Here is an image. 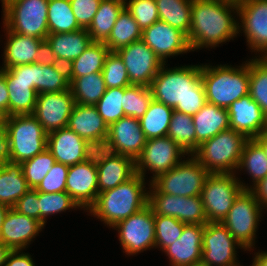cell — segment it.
<instances>
[{
	"instance_id": "1",
	"label": "cell",
	"mask_w": 267,
	"mask_h": 266,
	"mask_svg": "<svg viewBox=\"0 0 267 266\" xmlns=\"http://www.w3.org/2000/svg\"><path fill=\"white\" fill-rule=\"evenodd\" d=\"M164 64L151 82L154 100L175 111L195 115L206 103L201 77V65L165 68Z\"/></svg>"
},
{
	"instance_id": "2",
	"label": "cell",
	"mask_w": 267,
	"mask_h": 266,
	"mask_svg": "<svg viewBox=\"0 0 267 266\" xmlns=\"http://www.w3.org/2000/svg\"><path fill=\"white\" fill-rule=\"evenodd\" d=\"M232 12L238 13V5L221 0H193L187 36L191 51L216 47L235 38L240 22Z\"/></svg>"
},
{
	"instance_id": "3",
	"label": "cell",
	"mask_w": 267,
	"mask_h": 266,
	"mask_svg": "<svg viewBox=\"0 0 267 266\" xmlns=\"http://www.w3.org/2000/svg\"><path fill=\"white\" fill-rule=\"evenodd\" d=\"M144 182L145 178L135 173L117 187L99 193L96 202L88 209L89 213L109 227L115 226L148 205Z\"/></svg>"
},
{
	"instance_id": "4",
	"label": "cell",
	"mask_w": 267,
	"mask_h": 266,
	"mask_svg": "<svg viewBox=\"0 0 267 266\" xmlns=\"http://www.w3.org/2000/svg\"><path fill=\"white\" fill-rule=\"evenodd\" d=\"M201 77L206 101L226 108L249 94V61L242 66L201 65Z\"/></svg>"
},
{
	"instance_id": "5",
	"label": "cell",
	"mask_w": 267,
	"mask_h": 266,
	"mask_svg": "<svg viewBox=\"0 0 267 266\" xmlns=\"http://www.w3.org/2000/svg\"><path fill=\"white\" fill-rule=\"evenodd\" d=\"M248 140L244 134L228 129L202 142L192 156L209 173H236Z\"/></svg>"
},
{
	"instance_id": "6",
	"label": "cell",
	"mask_w": 267,
	"mask_h": 266,
	"mask_svg": "<svg viewBox=\"0 0 267 266\" xmlns=\"http://www.w3.org/2000/svg\"><path fill=\"white\" fill-rule=\"evenodd\" d=\"M8 160L22 163L47 149V133L32 114L5 118Z\"/></svg>"
},
{
	"instance_id": "7",
	"label": "cell",
	"mask_w": 267,
	"mask_h": 266,
	"mask_svg": "<svg viewBox=\"0 0 267 266\" xmlns=\"http://www.w3.org/2000/svg\"><path fill=\"white\" fill-rule=\"evenodd\" d=\"M49 0H10L3 9V24L12 32L46 40Z\"/></svg>"
},
{
	"instance_id": "8",
	"label": "cell",
	"mask_w": 267,
	"mask_h": 266,
	"mask_svg": "<svg viewBox=\"0 0 267 266\" xmlns=\"http://www.w3.org/2000/svg\"><path fill=\"white\" fill-rule=\"evenodd\" d=\"M236 173H210L201 190L207 222H222L243 189H250ZM245 184V185H244Z\"/></svg>"
},
{
	"instance_id": "9",
	"label": "cell",
	"mask_w": 267,
	"mask_h": 266,
	"mask_svg": "<svg viewBox=\"0 0 267 266\" xmlns=\"http://www.w3.org/2000/svg\"><path fill=\"white\" fill-rule=\"evenodd\" d=\"M262 209L253 193L249 189H243L221 222L245 250L250 251L255 244Z\"/></svg>"
},
{
	"instance_id": "10",
	"label": "cell",
	"mask_w": 267,
	"mask_h": 266,
	"mask_svg": "<svg viewBox=\"0 0 267 266\" xmlns=\"http://www.w3.org/2000/svg\"><path fill=\"white\" fill-rule=\"evenodd\" d=\"M150 180L157 192L176 196H200L209 172L192 156ZM189 159V160H188Z\"/></svg>"
},
{
	"instance_id": "11",
	"label": "cell",
	"mask_w": 267,
	"mask_h": 266,
	"mask_svg": "<svg viewBox=\"0 0 267 266\" xmlns=\"http://www.w3.org/2000/svg\"><path fill=\"white\" fill-rule=\"evenodd\" d=\"M118 231L120 245L127 255L155 247L154 213L149 205L112 227Z\"/></svg>"
},
{
	"instance_id": "12",
	"label": "cell",
	"mask_w": 267,
	"mask_h": 266,
	"mask_svg": "<svg viewBox=\"0 0 267 266\" xmlns=\"http://www.w3.org/2000/svg\"><path fill=\"white\" fill-rule=\"evenodd\" d=\"M148 190V205L154 215L175 217L185 224L207 223L200 196H176L157 192L152 186Z\"/></svg>"
},
{
	"instance_id": "13",
	"label": "cell",
	"mask_w": 267,
	"mask_h": 266,
	"mask_svg": "<svg viewBox=\"0 0 267 266\" xmlns=\"http://www.w3.org/2000/svg\"><path fill=\"white\" fill-rule=\"evenodd\" d=\"M182 155L188 154L168 136L148 139L141 155L135 161V172L144 178L148 168L152 171L154 180L179 164Z\"/></svg>"
},
{
	"instance_id": "14",
	"label": "cell",
	"mask_w": 267,
	"mask_h": 266,
	"mask_svg": "<svg viewBox=\"0 0 267 266\" xmlns=\"http://www.w3.org/2000/svg\"><path fill=\"white\" fill-rule=\"evenodd\" d=\"M9 91V116L32 114L37 102L34 63L4 69Z\"/></svg>"
},
{
	"instance_id": "15",
	"label": "cell",
	"mask_w": 267,
	"mask_h": 266,
	"mask_svg": "<svg viewBox=\"0 0 267 266\" xmlns=\"http://www.w3.org/2000/svg\"><path fill=\"white\" fill-rule=\"evenodd\" d=\"M244 249L220 222L205 224L202 240L201 262L208 266H232L237 264L236 248Z\"/></svg>"
},
{
	"instance_id": "16",
	"label": "cell",
	"mask_w": 267,
	"mask_h": 266,
	"mask_svg": "<svg viewBox=\"0 0 267 266\" xmlns=\"http://www.w3.org/2000/svg\"><path fill=\"white\" fill-rule=\"evenodd\" d=\"M122 59L131 84L150 86L164 63L142 40L116 51Z\"/></svg>"
},
{
	"instance_id": "17",
	"label": "cell",
	"mask_w": 267,
	"mask_h": 266,
	"mask_svg": "<svg viewBox=\"0 0 267 266\" xmlns=\"http://www.w3.org/2000/svg\"><path fill=\"white\" fill-rule=\"evenodd\" d=\"M74 105L75 100L71 89L62 92L39 93L32 115L48 134L67 127Z\"/></svg>"
},
{
	"instance_id": "18",
	"label": "cell",
	"mask_w": 267,
	"mask_h": 266,
	"mask_svg": "<svg viewBox=\"0 0 267 266\" xmlns=\"http://www.w3.org/2000/svg\"><path fill=\"white\" fill-rule=\"evenodd\" d=\"M146 141L140 120L124 116L108 127V136L103 148L131 157L136 161L141 155Z\"/></svg>"
},
{
	"instance_id": "19",
	"label": "cell",
	"mask_w": 267,
	"mask_h": 266,
	"mask_svg": "<svg viewBox=\"0 0 267 266\" xmlns=\"http://www.w3.org/2000/svg\"><path fill=\"white\" fill-rule=\"evenodd\" d=\"M241 27L246 36L248 46L254 52H261L267 57V0H245L238 5Z\"/></svg>"
},
{
	"instance_id": "20",
	"label": "cell",
	"mask_w": 267,
	"mask_h": 266,
	"mask_svg": "<svg viewBox=\"0 0 267 266\" xmlns=\"http://www.w3.org/2000/svg\"><path fill=\"white\" fill-rule=\"evenodd\" d=\"M47 149L56 162L67 166L86 161L95 151L94 146L68 127L47 134Z\"/></svg>"
},
{
	"instance_id": "21",
	"label": "cell",
	"mask_w": 267,
	"mask_h": 266,
	"mask_svg": "<svg viewBox=\"0 0 267 266\" xmlns=\"http://www.w3.org/2000/svg\"><path fill=\"white\" fill-rule=\"evenodd\" d=\"M141 40L154 51L164 64L170 56L191 51L187 35L160 20L142 31Z\"/></svg>"
},
{
	"instance_id": "22",
	"label": "cell",
	"mask_w": 267,
	"mask_h": 266,
	"mask_svg": "<svg viewBox=\"0 0 267 266\" xmlns=\"http://www.w3.org/2000/svg\"><path fill=\"white\" fill-rule=\"evenodd\" d=\"M66 192L82 208L88 210L98 197V174L95 157L69 166Z\"/></svg>"
},
{
	"instance_id": "23",
	"label": "cell",
	"mask_w": 267,
	"mask_h": 266,
	"mask_svg": "<svg viewBox=\"0 0 267 266\" xmlns=\"http://www.w3.org/2000/svg\"><path fill=\"white\" fill-rule=\"evenodd\" d=\"M98 174V193L117 187L130 179L135 172V161L128 156L110 152L105 148H95Z\"/></svg>"
},
{
	"instance_id": "24",
	"label": "cell",
	"mask_w": 267,
	"mask_h": 266,
	"mask_svg": "<svg viewBox=\"0 0 267 266\" xmlns=\"http://www.w3.org/2000/svg\"><path fill=\"white\" fill-rule=\"evenodd\" d=\"M230 129L254 139L267 129V116L249 94L228 107Z\"/></svg>"
},
{
	"instance_id": "25",
	"label": "cell",
	"mask_w": 267,
	"mask_h": 266,
	"mask_svg": "<svg viewBox=\"0 0 267 266\" xmlns=\"http://www.w3.org/2000/svg\"><path fill=\"white\" fill-rule=\"evenodd\" d=\"M67 127L95 148H102L108 136V125L95 106L75 103Z\"/></svg>"
},
{
	"instance_id": "26",
	"label": "cell",
	"mask_w": 267,
	"mask_h": 266,
	"mask_svg": "<svg viewBox=\"0 0 267 266\" xmlns=\"http://www.w3.org/2000/svg\"><path fill=\"white\" fill-rule=\"evenodd\" d=\"M43 228L36 219L10 208L2 224L0 241L11 250L23 251Z\"/></svg>"
},
{
	"instance_id": "27",
	"label": "cell",
	"mask_w": 267,
	"mask_h": 266,
	"mask_svg": "<svg viewBox=\"0 0 267 266\" xmlns=\"http://www.w3.org/2000/svg\"><path fill=\"white\" fill-rule=\"evenodd\" d=\"M204 228L205 225L201 224H185L181 237L164 250L171 266H190L201 262Z\"/></svg>"
},
{
	"instance_id": "28",
	"label": "cell",
	"mask_w": 267,
	"mask_h": 266,
	"mask_svg": "<svg viewBox=\"0 0 267 266\" xmlns=\"http://www.w3.org/2000/svg\"><path fill=\"white\" fill-rule=\"evenodd\" d=\"M192 119L196 133V150L202 142L230 129L228 110L208 102Z\"/></svg>"
},
{
	"instance_id": "29",
	"label": "cell",
	"mask_w": 267,
	"mask_h": 266,
	"mask_svg": "<svg viewBox=\"0 0 267 266\" xmlns=\"http://www.w3.org/2000/svg\"><path fill=\"white\" fill-rule=\"evenodd\" d=\"M46 40L52 47L59 64L68 66L92 43L87 29L70 33L48 34Z\"/></svg>"
},
{
	"instance_id": "30",
	"label": "cell",
	"mask_w": 267,
	"mask_h": 266,
	"mask_svg": "<svg viewBox=\"0 0 267 266\" xmlns=\"http://www.w3.org/2000/svg\"><path fill=\"white\" fill-rule=\"evenodd\" d=\"M4 29L7 31V41L3 52L4 67L0 68L7 69L17 65L35 63L37 49L44 39L20 35L9 31L5 26Z\"/></svg>"
},
{
	"instance_id": "31",
	"label": "cell",
	"mask_w": 267,
	"mask_h": 266,
	"mask_svg": "<svg viewBox=\"0 0 267 266\" xmlns=\"http://www.w3.org/2000/svg\"><path fill=\"white\" fill-rule=\"evenodd\" d=\"M29 189L21 163L8 160L0 166V203L13 208Z\"/></svg>"
},
{
	"instance_id": "32",
	"label": "cell",
	"mask_w": 267,
	"mask_h": 266,
	"mask_svg": "<svg viewBox=\"0 0 267 266\" xmlns=\"http://www.w3.org/2000/svg\"><path fill=\"white\" fill-rule=\"evenodd\" d=\"M109 53V48L103 42H92L79 57L67 66L68 78L102 72Z\"/></svg>"
},
{
	"instance_id": "33",
	"label": "cell",
	"mask_w": 267,
	"mask_h": 266,
	"mask_svg": "<svg viewBox=\"0 0 267 266\" xmlns=\"http://www.w3.org/2000/svg\"><path fill=\"white\" fill-rule=\"evenodd\" d=\"M125 4L118 0H102L87 31L92 42H105Z\"/></svg>"
},
{
	"instance_id": "34",
	"label": "cell",
	"mask_w": 267,
	"mask_h": 266,
	"mask_svg": "<svg viewBox=\"0 0 267 266\" xmlns=\"http://www.w3.org/2000/svg\"><path fill=\"white\" fill-rule=\"evenodd\" d=\"M35 90L37 93H54L70 89L68 68L64 64L41 65L34 63Z\"/></svg>"
},
{
	"instance_id": "35",
	"label": "cell",
	"mask_w": 267,
	"mask_h": 266,
	"mask_svg": "<svg viewBox=\"0 0 267 266\" xmlns=\"http://www.w3.org/2000/svg\"><path fill=\"white\" fill-rule=\"evenodd\" d=\"M68 79L77 104L94 106L107 89L102 72Z\"/></svg>"
},
{
	"instance_id": "36",
	"label": "cell",
	"mask_w": 267,
	"mask_h": 266,
	"mask_svg": "<svg viewBox=\"0 0 267 266\" xmlns=\"http://www.w3.org/2000/svg\"><path fill=\"white\" fill-rule=\"evenodd\" d=\"M174 109L164 103L152 100L148 110L140 119L146 139L167 136Z\"/></svg>"
},
{
	"instance_id": "37",
	"label": "cell",
	"mask_w": 267,
	"mask_h": 266,
	"mask_svg": "<svg viewBox=\"0 0 267 266\" xmlns=\"http://www.w3.org/2000/svg\"><path fill=\"white\" fill-rule=\"evenodd\" d=\"M141 39L142 30L130 12L124 8L104 44L109 48L110 52H116L118 49Z\"/></svg>"
},
{
	"instance_id": "38",
	"label": "cell",
	"mask_w": 267,
	"mask_h": 266,
	"mask_svg": "<svg viewBox=\"0 0 267 266\" xmlns=\"http://www.w3.org/2000/svg\"><path fill=\"white\" fill-rule=\"evenodd\" d=\"M193 0H155L159 20L175 27L187 36L191 24V8Z\"/></svg>"
},
{
	"instance_id": "39",
	"label": "cell",
	"mask_w": 267,
	"mask_h": 266,
	"mask_svg": "<svg viewBox=\"0 0 267 266\" xmlns=\"http://www.w3.org/2000/svg\"><path fill=\"white\" fill-rule=\"evenodd\" d=\"M72 11L70 0H49L48 30L49 34L70 33L80 30Z\"/></svg>"
},
{
	"instance_id": "40",
	"label": "cell",
	"mask_w": 267,
	"mask_h": 266,
	"mask_svg": "<svg viewBox=\"0 0 267 266\" xmlns=\"http://www.w3.org/2000/svg\"><path fill=\"white\" fill-rule=\"evenodd\" d=\"M167 136L183 148L188 156L196 151V133L192 116L174 110Z\"/></svg>"
},
{
	"instance_id": "41",
	"label": "cell",
	"mask_w": 267,
	"mask_h": 266,
	"mask_svg": "<svg viewBox=\"0 0 267 266\" xmlns=\"http://www.w3.org/2000/svg\"><path fill=\"white\" fill-rule=\"evenodd\" d=\"M243 169L249 173L253 185L267 176V156L254 139H249L244 145L237 170Z\"/></svg>"
},
{
	"instance_id": "42",
	"label": "cell",
	"mask_w": 267,
	"mask_h": 266,
	"mask_svg": "<svg viewBox=\"0 0 267 266\" xmlns=\"http://www.w3.org/2000/svg\"><path fill=\"white\" fill-rule=\"evenodd\" d=\"M249 60V95L267 116V57Z\"/></svg>"
},
{
	"instance_id": "43",
	"label": "cell",
	"mask_w": 267,
	"mask_h": 266,
	"mask_svg": "<svg viewBox=\"0 0 267 266\" xmlns=\"http://www.w3.org/2000/svg\"><path fill=\"white\" fill-rule=\"evenodd\" d=\"M153 100L150 87L131 84L124 87L123 111L125 116L141 119Z\"/></svg>"
},
{
	"instance_id": "44",
	"label": "cell",
	"mask_w": 267,
	"mask_h": 266,
	"mask_svg": "<svg viewBox=\"0 0 267 266\" xmlns=\"http://www.w3.org/2000/svg\"><path fill=\"white\" fill-rule=\"evenodd\" d=\"M40 223L45 226L49 215L63 211L81 208L77 202L66 192L44 193L38 192Z\"/></svg>"
},
{
	"instance_id": "45",
	"label": "cell",
	"mask_w": 267,
	"mask_h": 266,
	"mask_svg": "<svg viewBox=\"0 0 267 266\" xmlns=\"http://www.w3.org/2000/svg\"><path fill=\"white\" fill-rule=\"evenodd\" d=\"M55 163V158L48 149H45L32 159L22 162V172L28 186L35 189Z\"/></svg>"
},
{
	"instance_id": "46",
	"label": "cell",
	"mask_w": 267,
	"mask_h": 266,
	"mask_svg": "<svg viewBox=\"0 0 267 266\" xmlns=\"http://www.w3.org/2000/svg\"><path fill=\"white\" fill-rule=\"evenodd\" d=\"M124 88H107L104 95L94 105L108 127L125 116L123 111Z\"/></svg>"
},
{
	"instance_id": "47",
	"label": "cell",
	"mask_w": 267,
	"mask_h": 266,
	"mask_svg": "<svg viewBox=\"0 0 267 266\" xmlns=\"http://www.w3.org/2000/svg\"><path fill=\"white\" fill-rule=\"evenodd\" d=\"M155 221V248L164 251L181 237L185 223L175 217L154 215Z\"/></svg>"
},
{
	"instance_id": "48",
	"label": "cell",
	"mask_w": 267,
	"mask_h": 266,
	"mask_svg": "<svg viewBox=\"0 0 267 266\" xmlns=\"http://www.w3.org/2000/svg\"><path fill=\"white\" fill-rule=\"evenodd\" d=\"M102 74L106 88H124L131 85L126 67L116 52L107 55Z\"/></svg>"
},
{
	"instance_id": "49",
	"label": "cell",
	"mask_w": 267,
	"mask_h": 266,
	"mask_svg": "<svg viewBox=\"0 0 267 266\" xmlns=\"http://www.w3.org/2000/svg\"><path fill=\"white\" fill-rule=\"evenodd\" d=\"M125 8L130 12L142 31L154 22L159 21L155 0H129L125 3Z\"/></svg>"
},
{
	"instance_id": "50",
	"label": "cell",
	"mask_w": 267,
	"mask_h": 266,
	"mask_svg": "<svg viewBox=\"0 0 267 266\" xmlns=\"http://www.w3.org/2000/svg\"><path fill=\"white\" fill-rule=\"evenodd\" d=\"M69 166L56 162L40 184L35 188L38 192L56 193L66 191Z\"/></svg>"
},
{
	"instance_id": "51",
	"label": "cell",
	"mask_w": 267,
	"mask_h": 266,
	"mask_svg": "<svg viewBox=\"0 0 267 266\" xmlns=\"http://www.w3.org/2000/svg\"><path fill=\"white\" fill-rule=\"evenodd\" d=\"M102 0H70L72 11L81 29H88Z\"/></svg>"
},
{
	"instance_id": "52",
	"label": "cell",
	"mask_w": 267,
	"mask_h": 266,
	"mask_svg": "<svg viewBox=\"0 0 267 266\" xmlns=\"http://www.w3.org/2000/svg\"><path fill=\"white\" fill-rule=\"evenodd\" d=\"M18 213L34 218L40 222L38 191L30 188L13 207Z\"/></svg>"
},
{
	"instance_id": "53",
	"label": "cell",
	"mask_w": 267,
	"mask_h": 266,
	"mask_svg": "<svg viewBox=\"0 0 267 266\" xmlns=\"http://www.w3.org/2000/svg\"><path fill=\"white\" fill-rule=\"evenodd\" d=\"M36 63L41 65L59 64L54 52L52 51V47L47 40H43L37 49Z\"/></svg>"
},
{
	"instance_id": "54",
	"label": "cell",
	"mask_w": 267,
	"mask_h": 266,
	"mask_svg": "<svg viewBox=\"0 0 267 266\" xmlns=\"http://www.w3.org/2000/svg\"><path fill=\"white\" fill-rule=\"evenodd\" d=\"M22 250H11L4 266H35L31 255Z\"/></svg>"
},
{
	"instance_id": "55",
	"label": "cell",
	"mask_w": 267,
	"mask_h": 266,
	"mask_svg": "<svg viewBox=\"0 0 267 266\" xmlns=\"http://www.w3.org/2000/svg\"><path fill=\"white\" fill-rule=\"evenodd\" d=\"M0 111L9 116V91L7 90L4 68L0 69Z\"/></svg>"
},
{
	"instance_id": "56",
	"label": "cell",
	"mask_w": 267,
	"mask_h": 266,
	"mask_svg": "<svg viewBox=\"0 0 267 266\" xmlns=\"http://www.w3.org/2000/svg\"><path fill=\"white\" fill-rule=\"evenodd\" d=\"M252 186H250L249 190L253 193L255 199L259 202L263 209H265L264 207L267 208V176Z\"/></svg>"
},
{
	"instance_id": "57",
	"label": "cell",
	"mask_w": 267,
	"mask_h": 266,
	"mask_svg": "<svg viewBox=\"0 0 267 266\" xmlns=\"http://www.w3.org/2000/svg\"><path fill=\"white\" fill-rule=\"evenodd\" d=\"M8 161V139L5 120L0 124V166Z\"/></svg>"
},
{
	"instance_id": "58",
	"label": "cell",
	"mask_w": 267,
	"mask_h": 266,
	"mask_svg": "<svg viewBox=\"0 0 267 266\" xmlns=\"http://www.w3.org/2000/svg\"><path fill=\"white\" fill-rule=\"evenodd\" d=\"M252 266H267V252L256 253Z\"/></svg>"
},
{
	"instance_id": "59",
	"label": "cell",
	"mask_w": 267,
	"mask_h": 266,
	"mask_svg": "<svg viewBox=\"0 0 267 266\" xmlns=\"http://www.w3.org/2000/svg\"><path fill=\"white\" fill-rule=\"evenodd\" d=\"M254 140L262 147L267 156V129L257 135Z\"/></svg>"
},
{
	"instance_id": "60",
	"label": "cell",
	"mask_w": 267,
	"mask_h": 266,
	"mask_svg": "<svg viewBox=\"0 0 267 266\" xmlns=\"http://www.w3.org/2000/svg\"><path fill=\"white\" fill-rule=\"evenodd\" d=\"M11 249L0 241V266H4Z\"/></svg>"
},
{
	"instance_id": "61",
	"label": "cell",
	"mask_w": 267,
	"mask_h": 266,
	"mask_svg": "<svg viewBox=\"0 0 267 266\" xmlns=\"http://www.w3.org/2000/svg\"><path fill=\"white\" fill-rule=\"evenodd\" d=\"M9 209L10 208L8 206L0 203V232H1L3 221Z\"/></svg>"
},
{
	"instance_id": "62",
	"label": "cell",
	"mask_w": 267,
	"mask_h": 266,
	"mask_svg": "<svg viewBox=\"0 0 267 266\" xmlns=\"http://www.w3.org/2000/svg\"><path fill=\"white\" fill-rule=\"evenodd\" d=\"M221 1H225V2H229V3H233V4H236V5H239L242 2H244L245 0H221Z\"/></svg>"
},
{
	"instance_id": "63",
	"label": "cell",
	"mask_w": 267,
	"mask_h": 266,
	"mask_svg": "<svg viewBox=\"0 0 267 266\" xmlns=\"http://www.w3.org/2000/svg\"><path fill=\"white\" fill-rule=\"evenodd\" d=\"M6 116L0 111V124L5 120Z\"/></svg>"
},
{
	"instance_id": "64",
	"label": "cell",
	"mask_w": 267,
	"mask_h": 266,
	"mask_svg": "<svg viewBox=\"0 0 267 266\" xmlns=\"http://www.w3.org/2000/svg\"><path fill=\"white\" fill-rule=\"evenodd\" d=\"M190 266H208V265H205L204 263L199 262V263H196V264H193V265H190Z\"/></svg>"
},
{
	"instance_id": "65",
	"label": "cell",
	"mask_w": 267,
	"mask_h": 266,
	"mask_svg": "<svg viewBox=\"0 0 267 266\" xmlns=\"http://www.w3.org/2000/svg\"><path fill=\"white\" fill-rule=\"evenodd\" d=\"M1 1H2V6H3L5 3H7L10 0H1Z\"/></svg>"
},
{
	"instance_id": "66",
	"label": "cell",
	"mask_w": 267,
	"mask_h": 266,
	"mask_svg": "<svg viewBox=\"0 0 267 266\" xmlns=\"http://www.w3.org/2000/svg\"><path fill=\"white\" fill-rule=\"evenodd\" d=\"M120 2H123L124 4L127 2V0H118Z\"/></svg>"
},
{
	"instance_id": "67",
	"label": "cell",
	"mask_w": 267,
	"mask_h": 266,
	"mask_svg": "<svg viewBox=\"0 0 267 266\" xmlns=\"http://www.w3.org/2000/svg\"><path fill=\"white\" fill-rule=\"evenodd\" d=\"M232 266H241L239 263L235 264V265H232Z\"/></svg>"
}]
</instances>
